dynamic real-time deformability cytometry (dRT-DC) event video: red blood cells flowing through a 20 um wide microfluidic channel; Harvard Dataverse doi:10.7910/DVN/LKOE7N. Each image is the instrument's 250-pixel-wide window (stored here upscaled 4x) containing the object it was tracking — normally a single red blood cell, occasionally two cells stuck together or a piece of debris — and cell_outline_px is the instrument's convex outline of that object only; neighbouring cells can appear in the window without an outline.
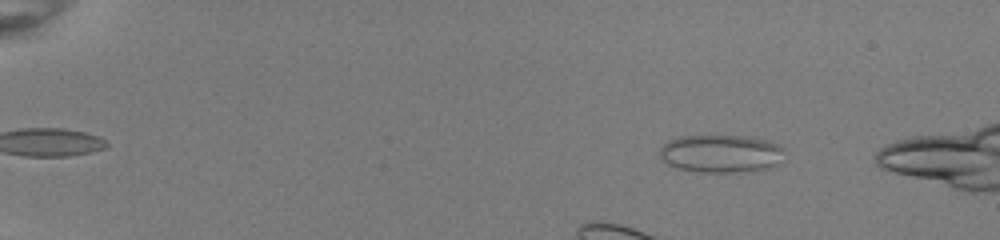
{"species": "common noctule bat (a hibernating species)", "species_latin": "Nyctalus noctula", "temperature_condition": "room temperature", "stored_images_in_passage": 51, "camera_frame_rate_fps": 3000, "um_per_image_px": 0.085, "animal": {"sex": "female", "body_mass_g": 22.0, "forearm_length_mm": 56.7}, "frame": {"image": 1, "passage_image": 8, "time_ms": 2.333, "image_size_px": [1000, 240], "cell_outline_px": [[784, 160], [780, 164], [768, 168], [748, 172], [696, 172], [680, 168], [668, 164], [660, 160], [660, 148], [668, 140], [680, 136], [748, 136], [768, 140], [784, 148]], "centroid_in_image_um": [61.32, 13.06], "position_along_channel_um": 23.7, "area_um2": 27.98}}
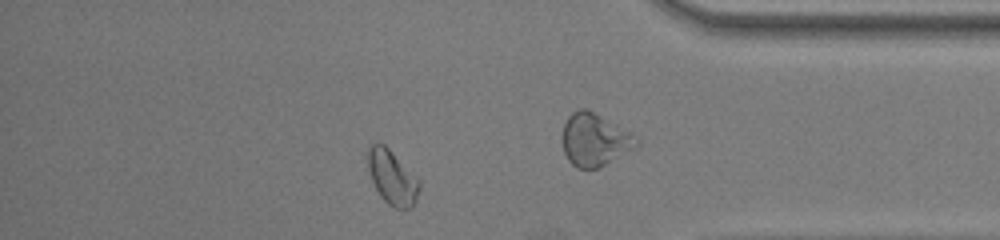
{"frame": {"image": 2, "passage_image": 44, "time_ms": 14.333, "image_size_px": [1000, 240], "cell_outline_px": [[420, 188], [416, 200], [412, 208], [392, 208], [380, 196], [368, 172], [368, 148], [372, 144], [384, 144], [420, 180]], "centroid_in_image_um": [33.35, 15.11], "position_along_channel_um": 401.9, "area_um2": 16.18}, "authors_computed_cell_mechanics": {"area_um2": 15.4904, "velocity_mm_per_s": 3.9931, "shape_relaxation_time_tau1_ms": null, "shape_relaxation_time_tau2_ms": 0.3621, "deformation_change_tau1": null, "deformation_change_tau2": 0.0622}}